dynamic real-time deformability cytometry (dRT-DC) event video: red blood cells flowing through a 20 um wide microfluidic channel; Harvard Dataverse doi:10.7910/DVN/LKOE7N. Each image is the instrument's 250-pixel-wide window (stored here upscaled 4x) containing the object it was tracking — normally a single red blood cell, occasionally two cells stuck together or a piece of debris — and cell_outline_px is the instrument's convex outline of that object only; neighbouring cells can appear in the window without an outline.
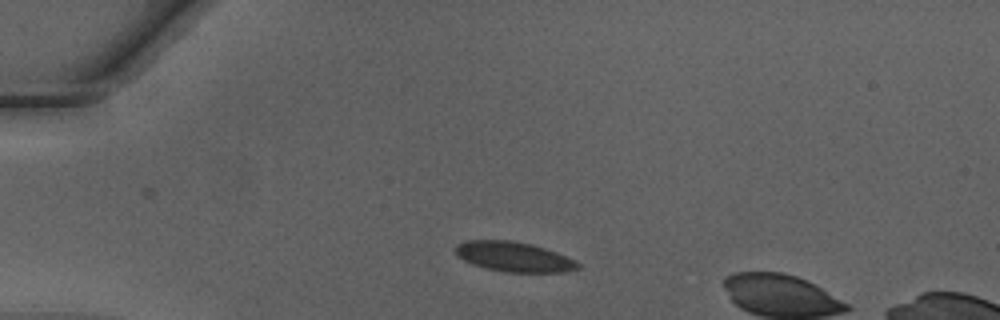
{"species": "Egyptian fruit bat (a non-hibernating species)", "species_latin": "Rousettus aegyptiacus", "temperature_condition": "warm", "stored_images_in_passage": 7, "camera_frame_rate_fps": 3000, "um_per_image_px": 0.085, "animal": {"sex": "male"}, "frame": {"image": 1, "passage_image": 4, "time_ms": 1.0, "image_size_px": [1000, 320], "cell_outline_px": [[584, 268], [564, 272], [504, 272], [484, 268], [472, 264], [456, 256], [456, 244], [464, 240], [508, 240], [532, 244], [556, 252], [580, 264]], "centroid_in_image_um": [43.65, 21.83], "position_along_channel_um": 41.3, "area_um2": 21.39}}